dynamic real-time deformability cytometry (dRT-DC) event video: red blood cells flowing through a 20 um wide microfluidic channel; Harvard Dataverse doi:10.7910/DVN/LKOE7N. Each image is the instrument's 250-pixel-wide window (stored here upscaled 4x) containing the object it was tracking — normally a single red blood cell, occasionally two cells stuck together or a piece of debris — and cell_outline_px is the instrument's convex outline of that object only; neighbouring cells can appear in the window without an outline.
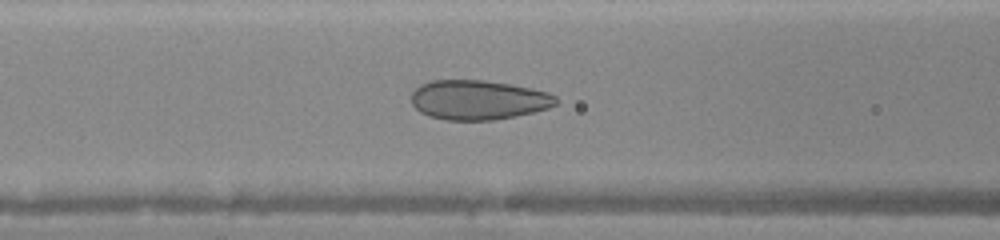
{"species": "human", "species_latin": "Homo sapiens", "temperature_condition": "warm", "stored_images_in_passage": 40, "camera_frame_rate_fps": 3000, "um_per_image_px": 0.085, "donor": {"sex": "female"}, "frame": {"image": 1, "passage_image": 19, "time_ms": 6.0, "image_size_px": [1000, 240], "cell_outline_px": [[560, 100], [556, 104], [548, 108], [532, 112], [492, 120], [444, 120], [428, 116], [420, 112], [412, 104], [412, 92], [420, 84], [432, 80], [484, 80], [508, 84], [548, 92], [556, 96]], "centroid_in_image_um": [40.63, 8.49], "position_along_channel_um": 126.0, "area_um2": 33.23}}
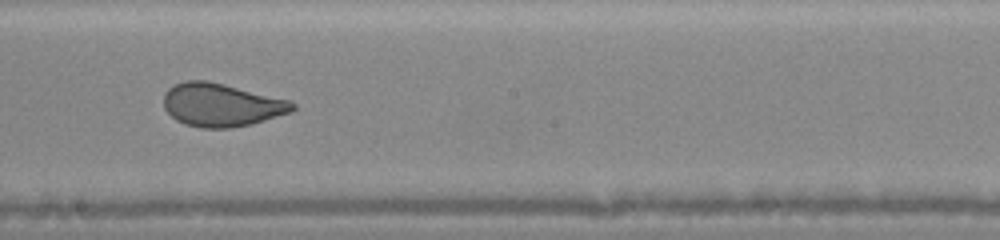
{"frame": {"image": 2, "passage_image": 26, "time_ms": 8.333, "image_size_px": [1000, 240], "cell_outline_px": [[296, 108], [292, 112], [252, 124], [228, 128], [200, 128], [184, 124], [176, 120], [164, 108], [164, 92], [168, 88], [184, 80], [208, 80], [292, 100], [296, 104]], "centroid_in_image_um": [18.84, 8.91], "position_along_channel_um": 229.4, "area_um2": 32.77}}
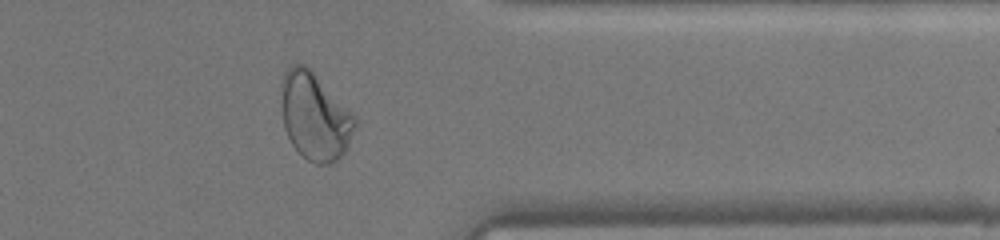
{"frame": {"image": 3, "passage_image": 37, "time_ms": 12.0, "image_size_px": [1000, 240], "cell_outline_px": [[360, 124], [348, 148], [332, 164], [316, 164], [308, 160], [292, 144], [284, 128], [280, 104], [280, 84], [284, 72], [292, 64], [304, 64], [356, 116]], "centroid_in_image_um": [26.77, 9.91], "position_along_channel_um": 384.6, "area_um2": 37.92}}